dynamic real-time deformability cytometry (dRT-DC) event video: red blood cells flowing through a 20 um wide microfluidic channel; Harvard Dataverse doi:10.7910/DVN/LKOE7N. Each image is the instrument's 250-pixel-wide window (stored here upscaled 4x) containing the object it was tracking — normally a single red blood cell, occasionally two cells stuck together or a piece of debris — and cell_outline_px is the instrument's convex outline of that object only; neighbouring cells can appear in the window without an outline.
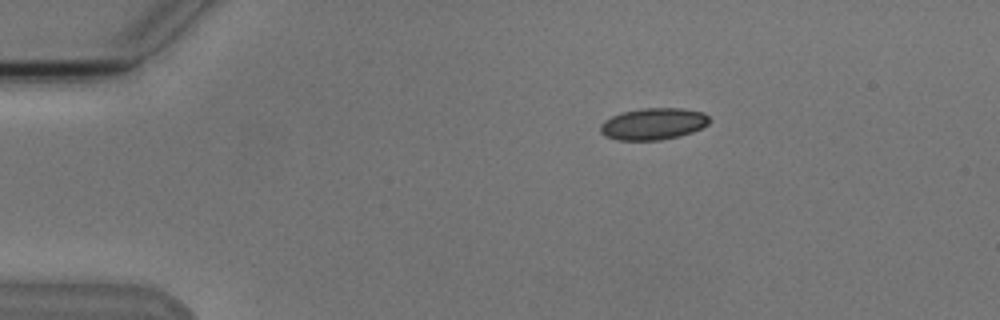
{"species": "Egyptian fruit bat (a non-hibernating species)", "species_latin": "Rousettus aegyptiacus", "temperature_condition": "cold", "stored_images_in_passage": 4, "camera_frame_rate_fps": 3000, "um_per_image_px": 0.085, "animal": {"sex": "male"}, "frame": {"image": 1, "passage_image": 1, "time_ms": 0.0, "image_size_px": [1000, 320], "cell_outline_px": [[712, 120], [708, 124], [692, 132], [680, 136], [660, 140], [616, 140], [604, 136], [600, 132], [600, 124], [604, 120], [620, 112], [640, 108], [684, 108], [704, 112]], "centroid_in_image_um": [55.52, 10.52], "position_along_channel_um": 29.5, "area_um2": 20.46}}
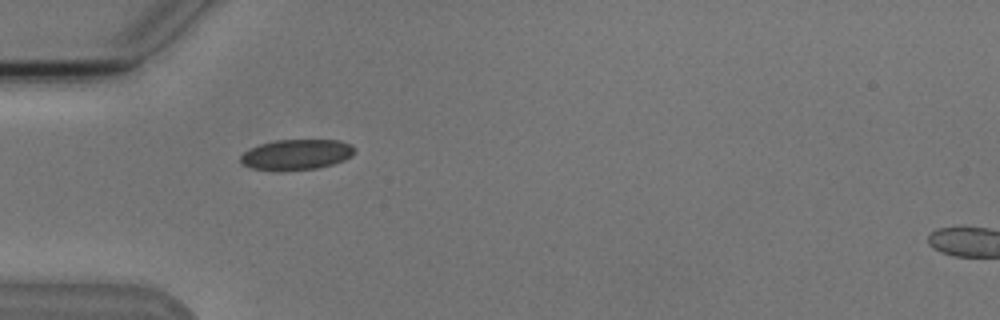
{"frame": {"image": 2, "passage_image": 3, "time_ms": 2.333, "image_size_px": [1000, 320], "cell_outline_px": [[356, 152], [352, 156], [344, 160], [332, 164], [316, 168], [252, 168], [244, 164], [240, 160], [240, 156], [244, 152], [260, 144], [276, 140], [340, 140], [352, 144], [356, 148]], "centroid_in_image_um": [25.29, 13.08], "position_along_channel_um": 59.7, "area_um2": 19.54}}